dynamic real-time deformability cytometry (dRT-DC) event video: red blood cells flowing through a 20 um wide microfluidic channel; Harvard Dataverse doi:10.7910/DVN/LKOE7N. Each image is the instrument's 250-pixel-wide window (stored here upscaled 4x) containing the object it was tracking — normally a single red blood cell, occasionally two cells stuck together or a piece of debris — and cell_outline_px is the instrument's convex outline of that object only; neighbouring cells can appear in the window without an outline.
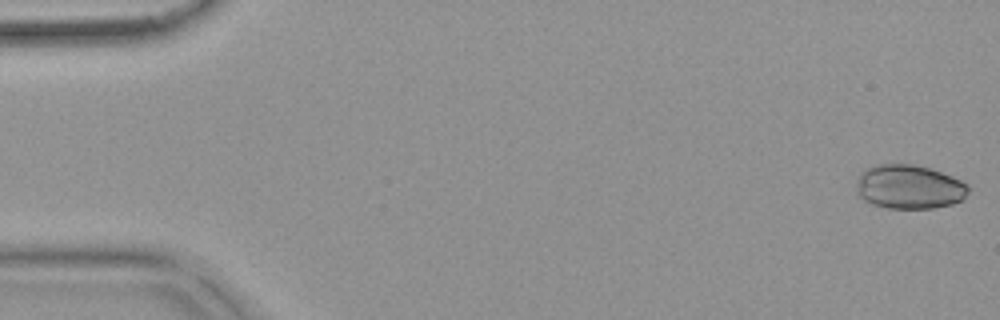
{"species": "common noctule bat (a hibernating species)", "species_latin": "Nyctalus noctula", "temperature_condition": "warm", "stored_images_in_passage": 54, "camera_frame_rate_fps": 3000, "um_per_image_px": 0.085, "animal": {"sex": "female", "body_mass_g": 18.4}, "frame": {"image": 1, "passage_image": 1, "time_ms": 0.0, "image_size_px": [1000, 320], "cell_outline_px": [[968, 192], [964, 200], [952, 204], [932, 208], [888, 208], [872, 204], [864, 200], [856, 192], [856, 180], [860, 172], [864, 168], [872, 164], [912, 164], [928, 168], [952, 176], [968, 184]], "centroid_in_image_um": [77.24, 15.88], "position_along_channel_um": 7.8, "area_um2": 29.07}}
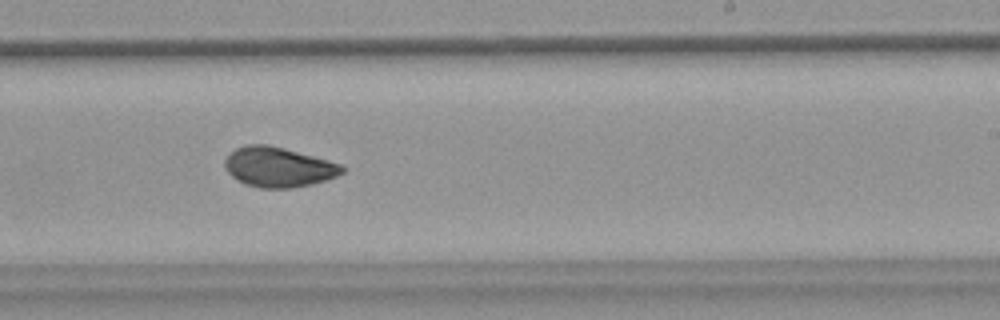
{"frame": {"image": 2, "passage_image": 33, "time_ms": 10.667, "image_size_px": [1000, 320], "cell_outline_px": [[344, 172], [336, 176], [312, 184], [292, 188], [260, 188], [244, 184], [236, 180], [224, 168], [224, 160], [236, 148], [244, 144], [268, 144], [284, 148], [328, 160], [340, 164], [344, 168]], "centroid_in_image_um": [23.63, 14.2], "position_along_channel_um": 265.4, "area_um2": 27.28}}
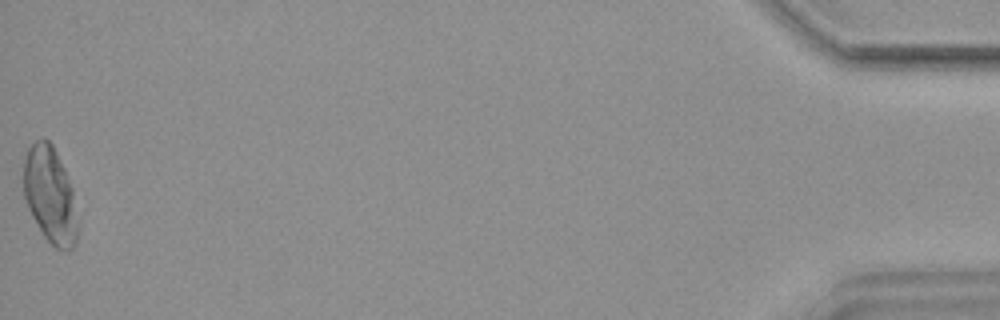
{"frame": {"image": 3, "passage_image": 54, "time_ms": 17.667, "image_size_px": [1000, 320], "cell_outline_px": [[76, 240], [72, 248], [68, 252], [64, 252], [56, 248], [44, 236], [32, 216], [28, 208], [24, 196], [24, 160], [28, 148], [36, 140], [44, 136], [52, 144], [64, 168], [72, 188], [76, 224]], "centroid_in_image_um": [4.23, 16.56], "position_along_channel_um": 431.0, "area_um2": 29.94}, "authors_computed_cell_mechanics": {"area_um2": 28.3509, "velocity_mm_per_s": 3.7552, "shape_relaxation_time_tau1_ms": 4.7838, "shape_relaxation_time_tau2_ms": 3.3901, "deformation_change_tau1": 0.0873, "deformation_change_tau2": 0.066}}